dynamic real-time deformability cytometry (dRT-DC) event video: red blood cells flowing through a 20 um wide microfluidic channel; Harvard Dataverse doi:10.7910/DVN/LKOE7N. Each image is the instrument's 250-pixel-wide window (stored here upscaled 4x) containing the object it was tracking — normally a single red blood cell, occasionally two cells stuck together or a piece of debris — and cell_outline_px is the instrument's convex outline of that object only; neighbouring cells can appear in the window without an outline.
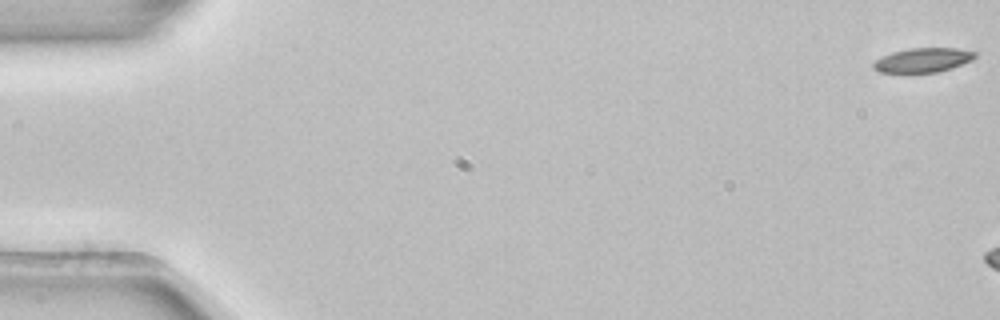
{"species": "common noctule bat (a hibernating species)", "species_latin": "Nyctalus noctula", "temperature_condition": "room temperature", "stored_images_in_passage": 3, "camera_frame_rate_fps": 3000, "um_per_image_px": 0.085, "animal": {"sex": "female", "body_mass_g": 22.7, "forearm_length_mm": 54.2}, "frame": {"image": 1, "passage_image": 1, "time_ms": 0.0, "image_size_px": [1000, 320], "cell_outline_px": [[976, 56], [972, 60], [952, 68], [936, 72], [880, 72], [872, 68], [872, 64], [876, 60], [892, 52], [908, 48], [960, 48], [976, 52]], "centroid_in_image_um": [78.47, 5.1], "position_along_channel_um": 6.5, "area_um2": 14.33}}